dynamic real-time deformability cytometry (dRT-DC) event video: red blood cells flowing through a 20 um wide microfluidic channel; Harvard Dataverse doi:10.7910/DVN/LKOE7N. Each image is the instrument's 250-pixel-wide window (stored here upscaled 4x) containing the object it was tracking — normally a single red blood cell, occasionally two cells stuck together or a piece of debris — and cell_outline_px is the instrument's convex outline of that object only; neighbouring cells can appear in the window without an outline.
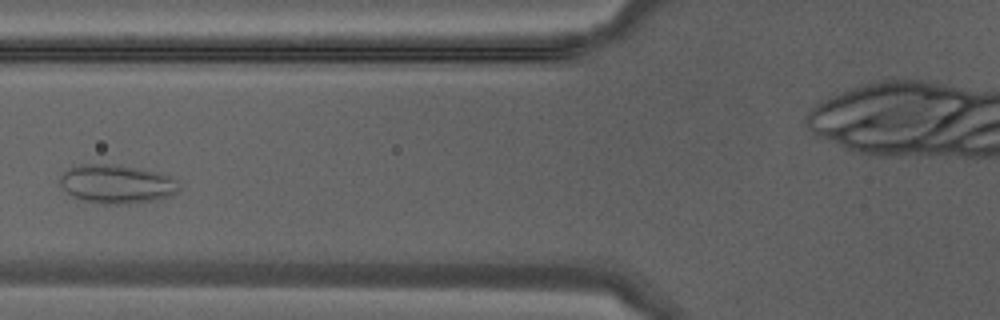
{"species": "Egyptian fruit bat (a non-hibernating species)", "species_latin": "Rousettus aegyptiacus", "temperature_condition": "warm", "stored_images_in_passage": 37, "camera_frame_rate_fps": 3000, "um_per_image_px": 0.085, "animal": {"sex": "male"}, "frame": {"image": 1, "passage_image": 11, "time_ms": 3.333, "image_size_px": [1000, 320], "cell_outline_px": [[180, 188], [172, 196], [156, 200], [120, 204], [104, 204], [84, 200], [72, 196], [60, 184], [60, 176], [68, 168], [84, 164], [116, 164], [156, 172], [172, 176], [176, 180]], "centroid_in_image_um": [9.94, 15.64], "position_along_channel_um": 115.9, "area_um2": 26.76}}